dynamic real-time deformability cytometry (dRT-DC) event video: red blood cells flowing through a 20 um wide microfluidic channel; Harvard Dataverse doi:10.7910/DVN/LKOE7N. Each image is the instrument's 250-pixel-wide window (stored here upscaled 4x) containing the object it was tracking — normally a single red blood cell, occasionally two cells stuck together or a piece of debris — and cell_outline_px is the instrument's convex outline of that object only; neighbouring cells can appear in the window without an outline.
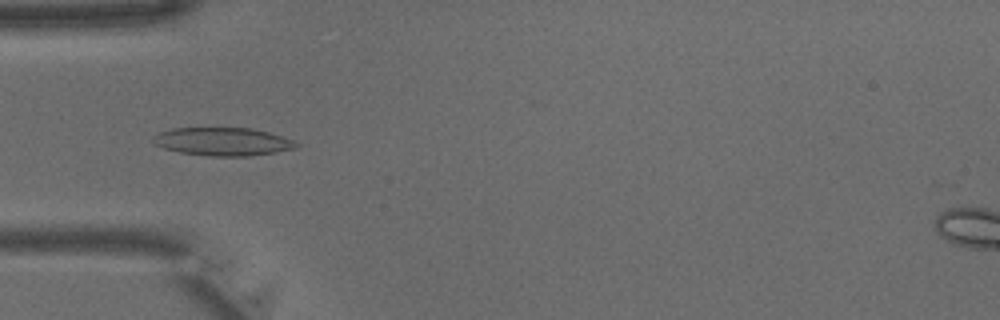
{"species": "common noctule bat (a hibernating species)", "species_latin": "Nyctalus noctula", "temperature_condition": "warm", "stored_images_in_passage": 30, "camera_frame_rate_fps": 3000, "um_per_image_px": 0.085, "animal": {"sex": "male", "body_mass_g": 15.6}, "frame": {"image": 1, "passage_image": 2, "time_ms": 0.333, "image_size_px": [1000, 320], "cell_outline_px": [[300, 144], [296, 148], [276, 152], [248, 156], [208, 156], [180, 152], [164, 148], [152, 144], [152, 140], [160, 132], [172, 128], [252, 128], [268, 132], [292, 140]], "centroid_in_image_um": [18.93, 12.04], "position_along_channel_um": 66.1, "area_um2": 23.35}}
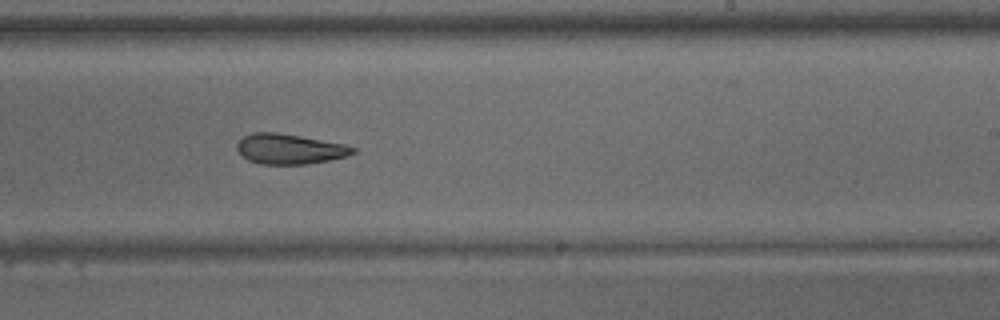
{"frame": {"image": 2, "passage_image": 14, "time_ms": 4.333, "image_size_px": [1000, 320], "cell_outline_px": [[356, 152], [348, 156], [328, 160], [304, 164], [264, 164], [248, 160], [236, 148], [236, 144], [244, 136], [252, 132], [276, 132], [300, 136], [344, 144], [356, 148]], "centroid_in_image_um": [24.62, 12.65], "position_along_channel_um": 264.4, "area_um2": 20.17}}
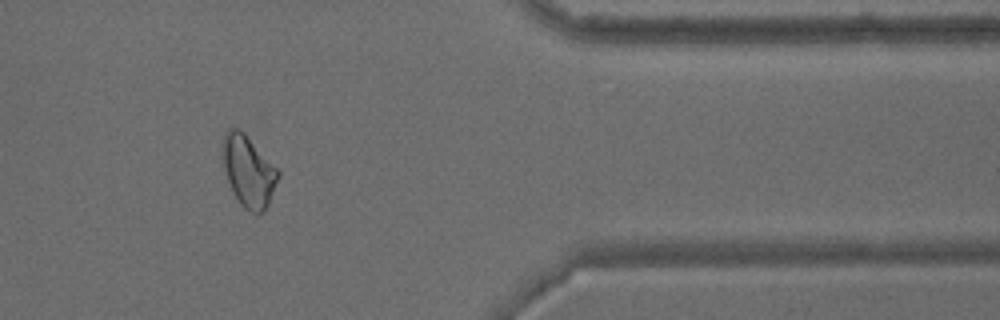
{"frame": {"image": 3, "passage_image": 23, "time_ms": 7.333, "image_size_px": [1000, 320], "cell_outline_px": [[280, 176], [268, 204], [264, 212], [252, 212], [244, 208], [240, 204], [232, 192], [220, 156], [224, 132], [228, 128], [240, 128], [244, 132], [280, 172]], "centroid_in_image_um": [21.08, 14.52], "position_along_channel_um": 390.3, "area_um2": 23.18}}